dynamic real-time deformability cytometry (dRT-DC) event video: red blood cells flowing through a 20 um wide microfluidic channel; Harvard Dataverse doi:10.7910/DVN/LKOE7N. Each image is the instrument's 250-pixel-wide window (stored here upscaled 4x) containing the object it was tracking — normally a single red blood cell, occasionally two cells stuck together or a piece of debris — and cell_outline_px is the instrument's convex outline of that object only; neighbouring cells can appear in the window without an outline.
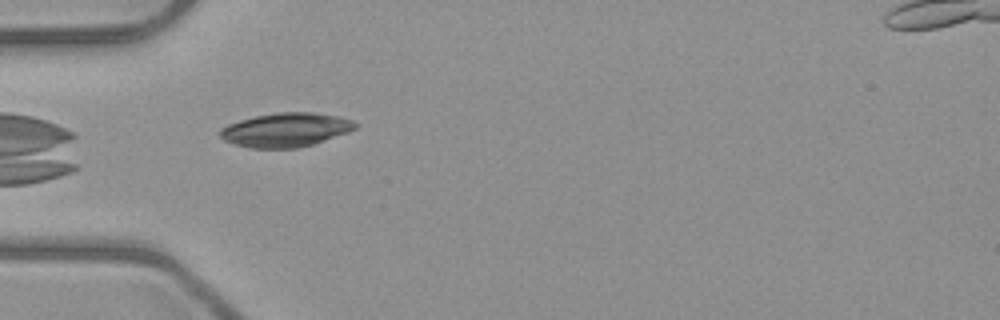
{"species": "common noctule bat (a hibernating species)", "species_latin": "Nyctalus noctula", "temperature_condition": "room temperature", "stored_images_in_passage": 6, "camera_frame_rate_fps": 3000, "um_per_image_px": 0.085, "animal": {"sex": "male", "body_mass_g": 23.1, "forearm_length_mm": 52.7}, "frame": {"image": 1, "passage_image": 5, "time_ms": 5.667, "image_size_px": [1000, 320], "cell_outline_px": [[356, 128], [348, 132], [312, 144], [296, 148], [248, 148], [232, 144], [224, 140], [220, 136], [220, 128], [228, 124], [240, 120], [256, 116], [276, 112], [312, 112], [336, 116], [352, 120], [356, 124]], "centroid_in_image_um": [24.24, 11.04], "position_along_channel_um": 60.8, "area_um2": 26.65}}
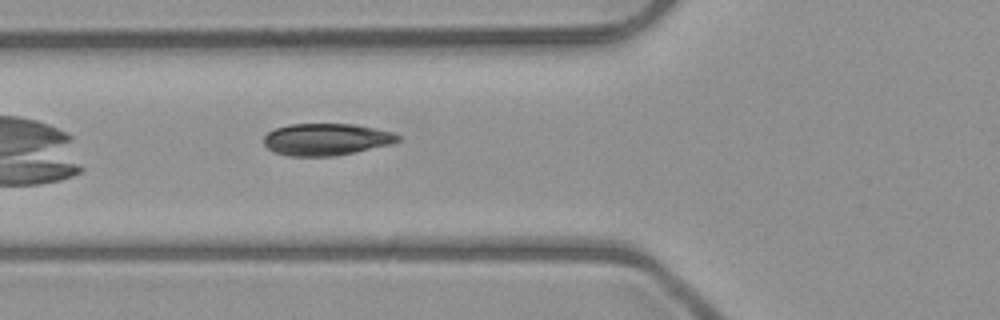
{"frame": {"image": 2, "passage_image": 6, "time_ms": 6.667, "image_size_px": [1000, 320], "cell_outline_px": [[400, 140], [388, 144], [356, 152], [336, 156], [288, 156], [272, 152], [264, 144], [264, 136], [268, 132], [276, 128], [288, 124], [356, 124], [376, 128], [392, 132], [400, 136]], "centroid_in_image_um": [27.7, 11.85], "position_along_channel_um": 98.1, "area_um2": 25.03}}